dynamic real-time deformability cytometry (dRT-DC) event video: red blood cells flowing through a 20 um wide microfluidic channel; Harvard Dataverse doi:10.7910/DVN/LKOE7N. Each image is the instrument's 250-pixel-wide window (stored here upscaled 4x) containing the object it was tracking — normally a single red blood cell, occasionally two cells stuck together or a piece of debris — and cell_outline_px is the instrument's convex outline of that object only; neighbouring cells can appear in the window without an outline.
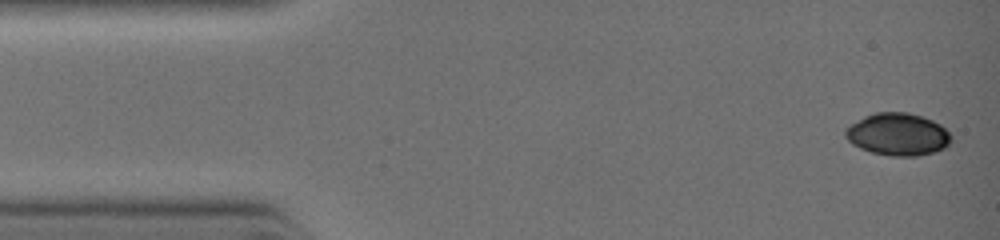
{"species": "common noctule bat (a hibernating species)", "species_latin": "Nyctalus noctula", "temperature_condition": "warm", "stored_images_in_passage": 5, "camera_frame_rate_fps": 3000, "um_per_image_px": 0.085, "animal": {"sex": "female", "body_mass_g": 19.0, "forearm_length_mm": 51.5}, "frame": {"image": 1, "passage_image": 1, "time_ms": 0.0, "image_size_px": [1000, 240], "cell_outline_px": [[952, 140], [944, 148], [932, 152], [916, 156], [896, 156], [872, 152], [860, 148], [852, 144], [844, 136], [844, 128], [864, 116], [872, 112], [908, 112], [932, 120], [940, 124], [952, 136]], "centroid_in_image_um": [76.28, 11.4], "position_along_channel_um": 8.7, "area_um2": 26.13}}
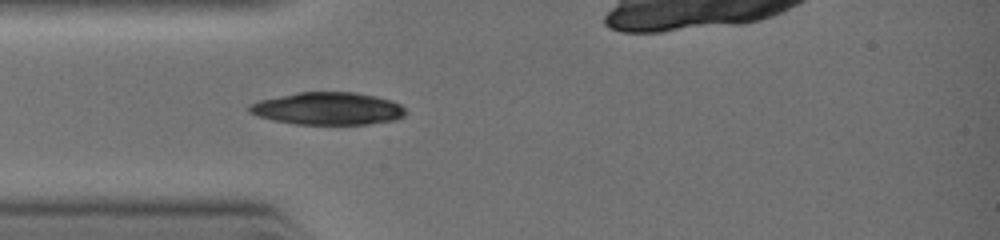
{"frame": {"image": 2, "passage_image": 5, "time_ms": 2.667, "image_size_px": [1000, 240], "cell_outline_px": [[404, 116], [392, 120], [364, 124], [296, 124], [272, 120], [248, 112], [248, 104], [260, 100], [296, 92], [356, 92], [376, 96], [392, 100], [400, 104], [404, 108]], "centroid_in_image_um": [27.84, 9.22], "position_along_channel_um": 57.2, "area_um2": 29.54}}